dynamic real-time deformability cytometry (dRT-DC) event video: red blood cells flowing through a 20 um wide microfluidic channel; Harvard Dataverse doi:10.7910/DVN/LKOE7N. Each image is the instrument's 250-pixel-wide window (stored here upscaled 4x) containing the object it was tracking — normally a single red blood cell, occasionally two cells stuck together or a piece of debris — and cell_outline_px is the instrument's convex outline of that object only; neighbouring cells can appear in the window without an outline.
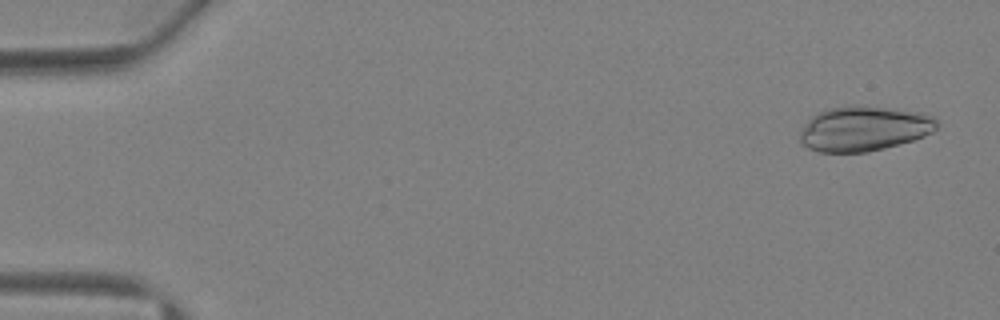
{"species": "Egyptian fruit bat (a non-hibernating species)", "species_latin": "Rousettus aegyptiacus", "temperature_condition": "warm", "stored_images_in_passage": 3, "camera_frame_rate_fps": 3000, "um_per_image_px": 0.085, "animal": {"sex": "female"}, "frame": {"image": 1, "passage_image": 1, "time_ms": 0.0, "image_size_px": [1000, 320], "cell_outline_px": [[940, 124], [932, 132], [924, 136], [912, 140], [884, 148], [868, 152], [820, 152], [808, 148], [800, 144], [800, 132], [808, 120], [812, 116], [828, 108], [852, 104], [916, 112], [932, 116]], "centroid_in_image_um": [73.4, 10.94], "position_along_channel_um": 11.6, "area_um2": 35.66}}